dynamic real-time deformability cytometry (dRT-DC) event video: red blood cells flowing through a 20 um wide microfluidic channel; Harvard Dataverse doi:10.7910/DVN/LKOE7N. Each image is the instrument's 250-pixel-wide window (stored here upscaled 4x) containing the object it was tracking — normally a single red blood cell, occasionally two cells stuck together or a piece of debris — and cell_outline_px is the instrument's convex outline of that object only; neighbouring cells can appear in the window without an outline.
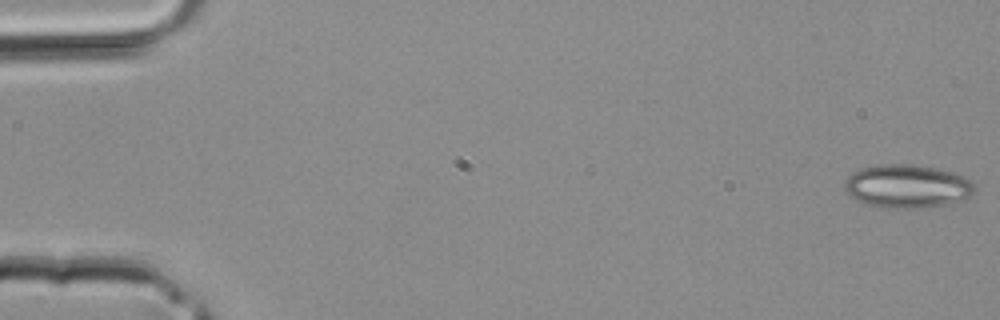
{"species": "common noctule bat (a hibernating species)", "species_latin": "Nyctalus noctula", "temperature_condition": "room temperature", "stored_images_in_passage": 41, "camera_frame_rate_fps": 3000, "um_per_image_px": 0.085, "animal": {"sex": "male", "body_mass_g": 20.4}, "frame": {"image": 1, "passage_image": 1, "time_ms": 0.0, "image_size_px": [1000, 320], "cell_outline_px": [[976, 192], [972, 196], [960, 200], [944, 204], [920, 208], [884, 208], [868, 204], [856, 200], [844, 188], [844, 180], [852, 172], [860, 168], [876, 164], [912, 164], [936, 168], [972, 180], [976, 184]], "centroid_in_image_um": [77.1, 15.82], "position_along_channel_um": 7.9, "area_um2": 32.95}}
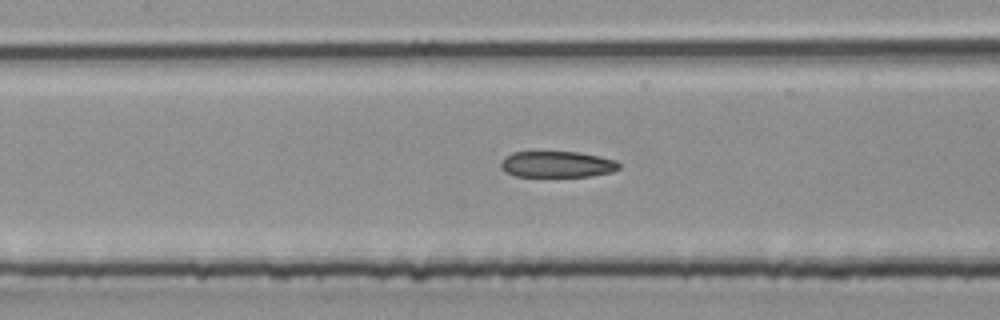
{"frame": {"image": 2, "passage_image": 19, "time_ms": 6.0, "image_size_px": [1000, 320], "cell_outline_px": [[620, 168], [612, 172], [588, 176], [516, 176], [504, 172], [500, 164], [500, 160], [504, 156], [512, 152], [580, 152], [600, 156], [616, 160], [620, 164]], "centroid_in_image_um": [47.34, 13.96], "position_along_channel_um": 160.1, "area_um2": 18.15}}
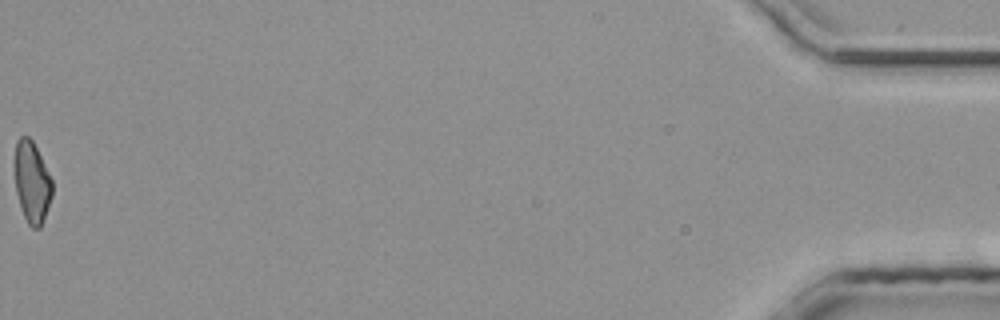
{"frame": {"image": 3, "passage_image": 41, "time_ms": 13.333, "image_size_px": [1000, 320], "cell_outline_px": [[52, 196], [40, 228], [32, 228], [28, 224], [24, 216], [16, 192], [12, 164], [12, 160], [16, 140], [20, 136], [28, 136], [32, 140], [52, 180]], "centroid_in_image_um": [2.66, 15.43], "position_along_channel_um": 432.5, "area_um2": 18.09}}